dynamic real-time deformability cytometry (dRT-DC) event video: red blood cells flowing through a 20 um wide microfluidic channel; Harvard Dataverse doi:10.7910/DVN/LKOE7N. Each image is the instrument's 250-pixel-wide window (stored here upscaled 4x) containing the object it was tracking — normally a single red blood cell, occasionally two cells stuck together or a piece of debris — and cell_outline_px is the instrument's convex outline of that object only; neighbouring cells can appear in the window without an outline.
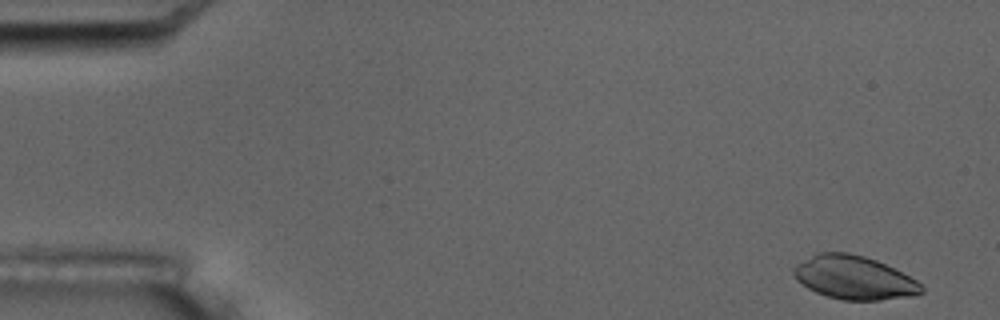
{"species": "common noctule bat (a hibernating species)", "species_latin": "Nyctalus noctula", "temperature_condition": "room temperature", "stored_images_in_passage": 5, "camera_frame_rate_fps": 3000, "um_per_image_px": 0.085, "animal": {"sex": "male", "body_mass_g": 17.5, "forearm_length_mm": 52.3}, "frame": {"image": 1, "passage_image": 1, "time_ms": 0.0, "image_size_px": [1000, 320], "cell_outline_px": [[924, 292], [912, 296], [880, 300], [844, 300], [828, 296], [816, 292], [808, 288], [796, 280], [792, 272], [792, 268], [812, 256], [820, 252], [848, 252], [864, 256], [876, 260], [916, 280], [924, 288]], "centroid_in_image_um": [72.59, 23.6], "position_along_channel_um": 12.4, "area_um2": 32.02}}